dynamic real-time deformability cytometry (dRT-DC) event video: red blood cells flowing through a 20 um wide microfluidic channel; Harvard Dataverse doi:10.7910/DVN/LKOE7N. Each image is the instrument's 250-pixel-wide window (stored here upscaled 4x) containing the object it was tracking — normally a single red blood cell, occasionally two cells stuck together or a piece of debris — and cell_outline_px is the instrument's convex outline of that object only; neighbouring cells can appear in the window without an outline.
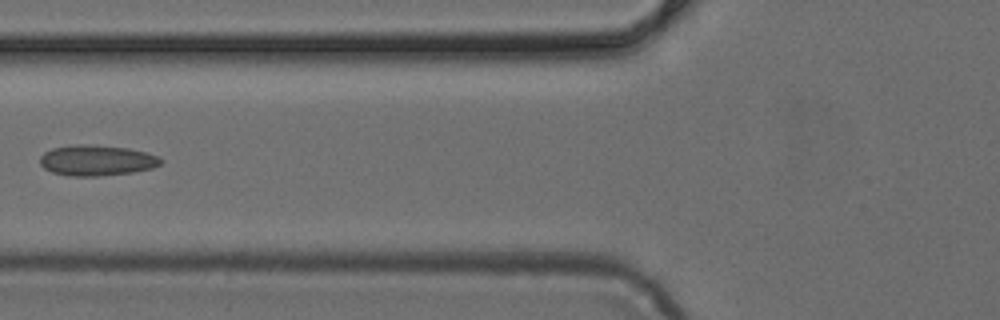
{"species": "common noctule bat (a hibernating species)", "species_latin": "Nyctalus noctula", "temperature_condition": "cold", "stored_images_in_passage": 6, "camera_frame_rate_fps": 3000, "um_per_image_px": 0.085, "animal": {"sex": "female", "body_mass_g": 24.6, "forearm_length_mm": 56.2}, "frame": {"image": 1, "passage_image": 5, "time_ms": 1.333, "image_size_px": [1000, 320], "cell_outline_px": [[164, 160], [160, 164], [152, 168], [132, 172], [100, 176], [68, 176], [52, 172], [44, 168], [40, 164], [40, 156], [44, 152], [52, 148], [76, 144], [84, 144], [128, 148], [160, 156]], "centroid_in_image_um": [8.21, 13.63], "position_along_channel_um": 117.6, "area_um2": 21.62}}
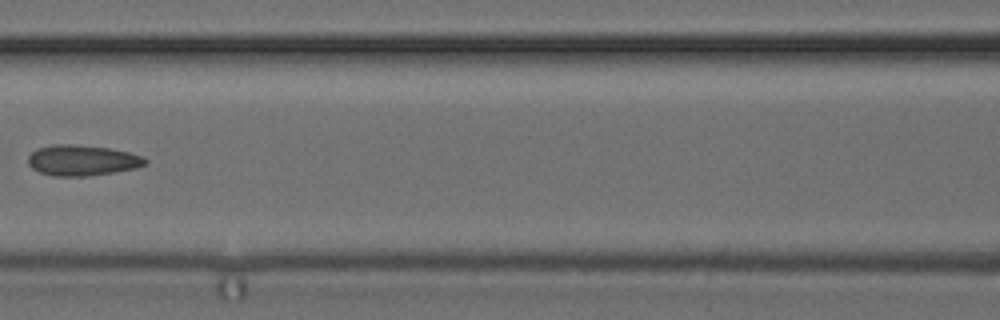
{"frame": {"image": 2, "passage_image": 6, "time_ms": 1.667, "image_size_px": [1000, 320], "cell_outline_px": [[148, 164], [136, 168], [88, 176], [52, 176], [40, 172], [32, 168], [28, 164], [28, 156], [32, 152], [40, 148], [52, 144], [72, 144], [108, 148], [128, 152], [144, 156], [148, 160]], "centroid_in_image_um": [7.0, 13.63], "position_along_channel_um": 159.6, "area_um2": 20.92}}